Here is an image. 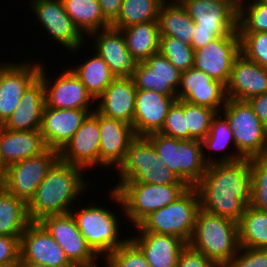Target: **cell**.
<instances>
[{"label":"cell","instance_id":"obj_35","mask_svg":"<svg viewBox=\"0 0 267 267\" xmlns=\"http://www.w3.org/2000/svg\"><path fill=\"white\" fill-rule=\"evenodd\" d=\"M240 247L267 248V211L248 205L238 222Z\"/></svg>","mask_w":267,"mask_h":267},{"label":"cell","instance_id":"obj_50","mask_svg":"<svg viewBox=\"0 0 267 267\" xmlns=\"http://www.w3.org/2000/svg\"><path fill=\"white\" fill-rule=\"evenodd\" d=\"M218 38L213 31L194 30V34L191 41V46L195 50L204 47L212 40Z\"/></svg>","mask_w":267,"mask_h":267},{"label":"cell","instance_id":"obj_26","mask_svg":"<svg viewBox=\"0 0 267 267\" xmlns=\"http://www.w3.org/2000/svg\"><path fill=\"white\" fill-rule=\"evenodd\" d=\"M137 88L132 78H116L97 98L99 114L124 121L133 127Z\"/></svg>","mask_w":267,"mask_h":267},{"label":"cell","instance_id":"obj_17","mask_svg":"<svg viewBox=\"0 0 267 267\" xmlns=\"http://www.w3.org/2000/svg\"><path fill=\"white\" fill-rule=\"evenodd\" d=\"M100 129L98 112L94 110L83 121L67 144L59 151L63 162L85 168L99 166Z\"/></svg>","mask_w":267,"mask_h":267},{"label":"cell","instance_id":"obj_41","mask_svg":"<svg viewBox=\"0 0 267 267\" xmlns=\"http://www.w3.org/2000/svg\"><path fill=\"white\" fill-rule=\"evenodd\" d=\"M240 52L248 60L267 68V32H238Z\"/></svg>","mask_w":267,"mask_h":267},{"label":"cell","instance_id":"obj_45","mask_svg":"<svg viewBox=\"0 0 267 267\" xmlns=\"http://www.w3.org/2000/svg\"><path fill=\"white\" fill-rule=\"evenodd\" d=\"M224 267H267V248L240 247Z\"/></svg>","mask_w":267,"mask_h":267},{"label":"cell","instance_id":"obj_8","mask_svg":"<svg viewBox=\"0 0 267 267\" xmlns=\"http://www.w3.org/2000/svg\"><path fill=\"white\" fill-rule=\"evenodd\" d=\"M199 210L198 192L195 187H189L175 201L152 212L139 226L145 232L173 235L188 244Z\"/></svg>","mask_w":267,"mask_h":267},{"label":"cell","instance_id":"obj_10","mask_svg":"<svg viewBox=\"0 0 267 267\" xmlns=\"http://www.w3.org/2000/svg\"><path fill=\"white\" fill-rule=\"evenodd\" d=\"M59 159V151L47 148L39 155L21 160L6 168L1 185L16 198L28 203L48 170Z\"/></svg>","mask_w":267,"mask_h":267},{"label":"cell","instance_id":"obj_11","mask_svg":"<svg viewBox=\"0 0 267 267\" xmlns=\"http://www.w3.org/2000/svg\"><path fill=\"white\" fill-rule=\"evenodd\" d=\"M240 54V36L235 30L230 36L218 37L195 50L193 67L226 86L233 63Z\"/></svg>","mask_w":267,"mask_h":267},{"label":"cell","instance_id":"obj_2","mask_svg":"<svg viewBox=\"0 0 267 267\" xmlns=\"http://www.w3.org/2000/svg\"><path fill=\"white\" fill-rule=\"evenodd\" d=\"M81 167L58 159L48 170L35 194L27 203L31 222H38L48 215L69 213L72 203L87 187Z\"/></svg>","mask_w":267,"mask_h":267},{"label":"cell","instance_id":"obj_36","mask_svg":"<svg viewBox=\"0 0 267 267\" xmlns=\"http://www.w3.org/2000/svg\"><path fill=\"white\" fill-rule=\"evenodd\" d=\"M162 3V0H122L121 11L111 26L121 30L127 26L157 21Z\"/></svg>","mask_w":267,"mask_h":267},{"label":"cell","instance_id":"obj_43","mask_svg":"<svg viewBox=\"0 0 267 267\" xmlns=\"http://www.w3.org/2000/svg\"><path fill=\"white\" fill-rule=\"evenodd\" d=\"M222 114L217 112L211 121L210 130L207 136L201 141L202 147H207L213 150H223L228 145L230 146V142H232L235 146L233 131L230 129V125L226 117L220 118Z\"/></svg>","mask_w":267,"mask_h":267},{"label":"cell","instance_id":"obj_57","mask_svg":"<svg viewBox=\"0 0 267 267\" xmlns=\"http://www.w3.org/2000/svg\"><path fill=\"white\" fill-rule=\"evenodd\" d=\"M264 157L267 159V150H266V153H265Z\"/></svg>","mask_w":267,"mask_h":267},{"label":"cell","instance_id":"obj_25","mask_svg":"<svg viewBox=\"0 0 267 267\" xmlns=\"http://www.w3.org/2000/svg\"><path fill=\"white\" fill-rule=\"evenodd\" d=\"M177 96H166L154 90H137L133 130L135 136L159 132L164 125L170 106Z\"/></svg>","mask_w":267,"mask_h":267},{"label":"cell","instance_id":"obj_40","mask_svg":"<svg viewBox=\"0 0 267 267\" xmlns=\"http://www.w3.org/2000/svg\"><path fill=\"white\" fill-rule=\"evenodd\" d=\"M251 201L253 208L267 211V159L265 157L250 158Z\"/></svg>","mask_w":267,"mask_h":267},{"label":"cell","instance_id":"obj_30","mask_svg":"<svg viewBox=\"0 0 267 267\" xmlns=\"http://www.w3.org/2000/svg\"><path fill=\"white\" fill-rule=\"evenodd\" d=\"M160 36H170L191 46L195 23L180 2H163L158 14Z\"/></svg>","mask_w":267,"mask_h":267},{"label":"cell","instance_id":"obj_55","mask_svg":"<svg viewBox=\"0 0 267 267\" xmlns=\"http://www.w3.org/2000/svg\"><path fill=\"white\" fill-rule=\"evenodd\" d=\"M0 267H11L9 265L0 264Z\"/></svg>","mask_w":267,"mask_h":267},{"label":"cell","instance_id":"obj_12","mask_svg":"<svg viewBox=\"0 0 267 267\" xmlns=\"http://www.w3.org/2000/svg\"><path fill=\"white\" fill-rule=\"evenodd\" d=\"M75 266H89L99 258L83 238L71 213L48 215L38 221Z\"/></svg>","mask_w":267,"mask_h":267},{"label":"cell","instance_id":"obj_15","mask_svg":"<svg viewBox=\"0 0 267 267\" xmlns=\"http://www.w3.org/2000/svg\"><path fill=\"white\" fill-rule=\"evenodd\" d=\"M43 66L41 63L38 77L44 83L46 107L90 110L92 102L97 100L91 96L71 69L61 73L52 84V81L50 83L49 79L46 78Z\"/></svg>","mask_w":267,"mask_h":267},{"label":"cell","instance_id":"obj_34","mask_svg":"<svg viewBox=\"0 0 267 267\" xmlns=\"http://www.w3.org/2000/svg\"><path fill=\"white\" fill-rule=\"evenodd\" d=\"M85 61L71 70L96 100L116 77L99 54Z\"/></svg>","mask_w":267,"mask_h":267},{"label":"cell","instance_id":"obj_13","mask_svg":"<svg viewBox=\"0 0 267 267\" xmlns=\"http://www.w3.org/2000/svg\"><path fill=\"white\" fill-rule=\"evenodd\" d=\"M239 1L181 0L194 20V30L213 31L218 37L230 36L237 30Z\"/></svg>","mask_w":267,"mask_h":267},{"label":"cell","instance_id":"obj_3","mask_svg":"<svg viewBox=\"0 0 267 267\" xmlns=\"http://www.w3.org/2000/svg\"><path fill=\"white\" fill-rule=\"evenodd\" d=\"M145 137L152 143L163 163L188 187H195L201 181L207 166L214 164L212 158L205 157L199 140H181L159 132Z\"/></svg>","mask_w":267,"mask_h":267},{"label":"cell","instance_id":"obj_46","mask_svg":"<svg viewBox=\"0 0 267 267\" xmlns=\"http://www.w3.org/2000/svg\"><path fill=\"white\" fill-rule=\"evenodd\" d=\"M20 238L0 235V264L17 267L20 262Z\"/></svg>","mask_w":267,"mask_h":267},{"label":"cell","instance_id":"obj_7","mask_svg":"<svg viewBox=\"0 0 267 267\" xmlns=\"http://www.w3.org/2000/svg\"><path fill=\"white\" fill-rule=\"evenodd\" d=\"M118 168L119 183L185 184L163 163L152 143L145 136H136L130 142L125 159Z\"/></svg>","mask_w":267,"mask_h":267},{"label":"cell","instance_id":"obj_48","mask_svg":"<svg viewBox=\"0 0 267 267\" xmlns=\"http://www.w3.org/2000/svg\"><path fill=\"white\" fill-rule=\"evenodd\" d=\"M105 20L111 25L121 11L122 0H98Z\"/></svg>","mask_w":267,"mask_h":267},{"label":"cell","instance_id":"obj_42","mask_svg":"<svg viewBox=\"0 0 267 267\" xmlns=\"http://www.w3.org/2000/svg\"><path fill=\"white\" fill-rule=\"evenodd\" d=\"M105 259L108 267H150L144 253L130 237Z\"/></svg>","mask_w":267,"mask_h":267},{"label":"cell","instance_id":"obj_22","mask_svg":"<svg viewBox=\"0 0 267 267\" xmlns=\"http://www.w3.org/2000/svg\"><path fill=\"white\" fill-rule=\"evenodd\" d=\"M93 111L44 106L40 131L47 148L60 151Z\"/></svg>","mask_w":267,"mask_h":267},{"label":"cell","instance_id":"obj_4","mask_svg":"<svg viewBox=\"0 0 267 267\" xmlns=\"http://www.w3.org/2000/svg\"><path fill=\"white\" fill-rule=\"evenodd\" d=\"M188 245L224 267L240 248L238 223L200 209Z\"/></svg>","mask_w":267,"mask_h":267},{"label":"cell","instance_id":"obj_49","mask_svg":"<svg viewBox=\"0 0 267 267\" xmlns=\"http://www.w3.org/2000/svg\"><path fill=\"white\" fill-rule=\"evenodd\" d=\"M253 108L255 115L260 119L262 124L267 128V92L261 95L252 97L247 100Z\"/></svg>","mask_w":267,"mask_h":267},{"label":"cell","instance_id":"obj_27","mask_svg":"<svg viewBox=\"0 0 267 267\" xmlns=\"http://www.w3.org/2000/svg\"><path fill=\"white\" fill-rule=\"evenodd\" d=\"M137 229L140 236L130 239L144 253L150 267H177L180 253L187 243L173 235L145 232L139 225Z\"/></svg>","mask_w":267,"mask_h":267},{"label":"cell","instance_id":"obj_37","mask_svg":"<svg viewBox=\"0 0 267 267\" xmlns=\"http://www.w3.org/2000/svg\"><path fill=\"white\" fill-rule=\"evenodd\" d=\"M216 112L210 108L188 103L184 100L186 118V140L202 141L210 130V124Z\"/></svg>","mask_w":267,"mask_h":267},{"label":"cell","instance_id":"obj_56","mask_svg":"<svg viewBox=\"0 0 267 267\" xmlns=\"http://www.w3.org/2000/svg\"><path fill=\"white\" fill-rule=\"evenodd\" d=\"M163 2H167L166 0H162ZM181 0H173V2H180Z\"/></svg>","mask_w":267,"mask_h":267},{"label":"cell","instance_id":"obj_39","mask_svg":"<svg viewBox=\"0 0 267 267\" xmlns=\"http://www.w3.org/2000/svg\"><path fill=\"white\" fill-rule=\"evenodd\" d=\"M159 52L181 73L193 67L194 49L175 37L160 36Z\"/></svg>","mask_w":267,"mask_h":267},{"label":"cell","instance_id":"obj_18","mask_svg":"<svg viewBox=\"0 0 267 267\" xmlns=\"http://www.w3.org/2000/svg\"><path fill=\"white\" fill-rule=\"evenodd\" d=\"M177 99L220 112L227 101L226 86L194 67L181 73ZM222 106V107H221Z\"/></svg>","mask_w":267,"mask_h":267},{"label":"cell","instance_id":"obj_16","mask_svg":"<svg viewBox=\"0 0 267 267\" xmlns=\"http://www.w3.org/2000/svg\"><path fill=\"white\" fill-rule=\"evenodd\" d=\"M41 64L2 63L0 65V124L3 125L20 104L23 92L38 77Z\"/></svg>","mask_w":267,"mask_h":267},{"label":"cell","instance_id":"obj_20","mask_svg":"<svg viewBox=\"0 0 267 267\" xmlns=\"http://www.w3.org/2000/svg\"><path fill=\"white\" fill-rule=\"evenodd\" d=\"M137 90H150L166 96H177L181 72L160 52L138 62L131 77Z\"/></svg>","mask_w":267,"mask_h":267},{"label":"cell","instance_id":"obj_6","mask_svg":"<svg viewBox=\"0 0 267 267\" xmlns=\"http://www.w3.org/2000/svg\"><path fill=\"white\" fill-rule=\"evenodd\" d=\"M188 188L186 184L121 182L111 190L110 196L123 206L131 223L138 226L152 212L172 203Z\"/></svg>","mask_w":267,"mask_h":267},{"label":"cell","instance_id":"obj_9","mask_svg":"<svg viewBox=\"0 0 267 267\" xmlns=\"http://www.w3.org/2000/svg\"><path fill=\"white\" fill-rule=\"evenodd\" d=\"M76 226L91 249L99 256L105 258L127 239L119 240L118 218L115 213L105 207L87 206L79 212H70ZM105 252V253H104Z\"/></svg>","mask_w":267,"mask_h":267},{"label":"cell","instance_id":"obj_31","mask_svg":"<svg viewBox=\"0 0 267 267\" xmlns=\"http://www.w3.org/2000/svg\"><path fill=\"white\" fill-rule=\"evenodd\" d=\"M128 51L138 62L159 52L160 32L157 21L127 26L121 29Z\"/></svg>","mask_w":267,"mask_h":267},{"label":"cell","instance_id":"obj_51","mask_svg":"<svg viewBox=\"0 0 267 267\" xmlns=\"http://www.w3.org/2000/svg\"><path fill=\"white\" fill-rule=\"evenodd\" d=\"M0 134H1V124H0ZM5 175H6V167L4 166L0 156V184L3 182Z\"/></svg>","mask_w":267,"mask_h":267},{"label":"cell","instance_id":"obj_23","mask_svg":"<svg viewBox=\"0 0 267 267\" xmlns=\"http://www.w3.org/2000/svg\"><path fill=\"white\" fill-rule=\"evenodd\" d=\"M267 92V68L240 54L234 61L226 85L227 99L247 101Z\"/></svg>","mask_w":267,"mask_h":267},{"label":"cell","instance_id":"obj_29","mask_svg":"<svg viewBox=\"0 0 267 267\" xmlns=\"http://www.w3.org/2000/svg\"><path fill=\"white\" fill-rule=\"evenodd\" d=\"M46 149L40 130L12 131L1 125L0 156L6 168Z\"/></svg>","mask_w":267,"mask_h":267},{"label":"cell","instance_id":"obj_19","mask_svg":"<svg viewBox=\"0 0 267 267\" xmlns=\"http://www.w3.org/2000/svg\"><path fill=\"white\" fill-rule=\"evenodd\" d=\"M30 5L55 41L70 50L82 47L83 34L66 13L61 0H33Z\"/></svg>","mask_w":267,"mask_h":267},{"label":"cell","instance_id":"obj_5","mask_svg":"<svg viewBox=\"0 0 267 267\" xmlns=\"http://www.w3.org/2000/svg\"><path fill=\"white\" fill-rule=\"evenodd\" d=\"M223 116L229 122L237 153L223 156L215 163L236 162L243 158L264 157L267 150V128L247 101L227 99Z\"/></svg>","mask_w":267,"mask_h":267},{"label":"cell","instance_id":"obj_33","mask_svg":"<svg viewBox=\"0 0 267 267\" xmlns=\"http://www.w3.org/2000/svg\"><path fill=\"white\" fill-rule=\"evenodd\" d=\"M68 16L83 35L110 27L101 13L98 0H61Z\"/></svg>","mask_w":267,"mask_h":267},{"label":"cell","instance_id":"obj_52","mask_svg":"<svg viewBox=\"0 0 267 267\" xmlns=\"http://www.w3.org/2000/svg\"><path fill=\"white\" fill-rule=\"evenodd\" d=\"M17 267H48L46 265H41V264H35L32 262H19L17 264Z\"/></svg>","mask_w":267,"mask_h":267},{"label":"cell","instance_id":"obj_14","mask_svg":"<svg viewBox=\"0 0 267 267\" xmlns=\"http://www.w3.org/2000/svg\"><path fill=\"white\" fill-rule=\"evenodd\" d=\"M20 262H32L48 267H75L39 222H31L21 235Z\"/></svg>","mask_w":267,"mask_h":267},{"label":"cell","instance_id":"obj_38","mask_svg":"<svg viewBox=\"0 0 267 267\" xmlns=\"http://www.w3.org/2000/svg\"><path fill=\"white\" fill-rule=\"evenodd\" d=\"M238 2V32H267V1L254 0L248 7ZM245 9V10H244Z\"/></svg>","mask_w":267,"mask_h":267},{"label":"cell","instance_id":"obj_47","mask_svg":"<svg viewBox=\"0 0 267 267\" xmlns=\"http://www.w3.org/2000/svg\"><path fill=\"white\" fill-rule=\"evenodd\" d=\"M177 267H223L207 258L201 252L192 249L188 244L180 253Z\"/></svg>","mask_w":267,"mask_h":267},{"label":"cell","instance_id":"obj_24","mask_svg":"<svg viewBox=\"0 0 267 267\" xmlns=\"http://www.w3.org/2000/svg\"><path fill=\"white\" fill-rule=\"evenodd\" d=\"M100 129L99 165L108 167L123 162L130 142L136 137L132 125L98 113Z\"/></svg>","mask_w":267,"mask_h":267},{"label":"cell","instance_id":"obj_53","mask_svg":"<svg viewBox=\"0 0 267 267\" xmlns=\"http://www.w3.org/2000/svg\"><path fill=\"white\" fill-rule=\"evenodd\" d=\"M209 1H215V2H218V1H238V0H209Z\"/></svg>","mask_w":267,"mask_h":267},{"label":"cell","instance_id":"obj_1","mask_svg":"<svg viewBox=\"0 0 267 267\" xmlns=\"http://www.w3.org/2000/svg\"><path fill=\"white\" fill-rule=\"evenodd\" d=\"M195 189L200 209L238 223L251 201L250 159L208 165Z\"/></svg>","mask_w":267,"mask_h":267},{"label":"cell","instance_id":"obj_54","mask_svg":"<svg viewBox=\"0 0 267 267\" xmlns=\"http://www.w3.org/2000/svg\"><path fill=\"white\" fill-rule=\"evenodd\" d=\"M96 264H93V265H89V266H75V267H95Z\"/></svg>","mask_w":267,"mask_h":267},{"label":"cell","instance_id":"obj_21","mask_svg":"<svg viewBox=\"0 0 267 267\" xmlns=\"http://www.w3.org/2000/svg\"><path fill=\"white\" fill-rule=\"evenodd\" d=\"M96 32L90 34L96 38V53L102 57L116 78H131L138 61L128 51L122 31L110 26Z\"/></svg>","mask_w":267,"mask_h":267},{"label":"cell","instance_id":"obj_44","mask_svg":"<svg viewBox=\"0 0 267 267\" xmlns=\"http://www.w3.org/2000/svg\"><path fill=\"white\" fill-rule=\"evenodd\" d=\"M160 134L186 140V118L184 116V100L177 99L170 106Z\"/></svg>","mask_w":267,"mask_h":267},{"label":"cell","instance_id":"obj_28","mask_svg":"<svg viewBox=\"0 0 267 267\" xmlns=\"http://www.w3.org/2000/svg\"><path fill=\"white\" fill-rule=\"evenodd\" d=\"M45 106V87L37 77L23 92L20 104L2 125L12 131L40 130Z\"/></svg>","mask_w":267,"mask_h":267},{"label":"cell","instance_id":"obj_32","mask_svg":"<svg viewBox=\"0 0 267 267\" xmlns=\"http://www.w3.org/2000/svg\"><path fill=\"white\" fill-rule=\"evenodd\" d=\"M30 223L27 203L0 184V235L21 236Z\"/></svg>","mask_w":267,"mask_h":267}]
</instances>
